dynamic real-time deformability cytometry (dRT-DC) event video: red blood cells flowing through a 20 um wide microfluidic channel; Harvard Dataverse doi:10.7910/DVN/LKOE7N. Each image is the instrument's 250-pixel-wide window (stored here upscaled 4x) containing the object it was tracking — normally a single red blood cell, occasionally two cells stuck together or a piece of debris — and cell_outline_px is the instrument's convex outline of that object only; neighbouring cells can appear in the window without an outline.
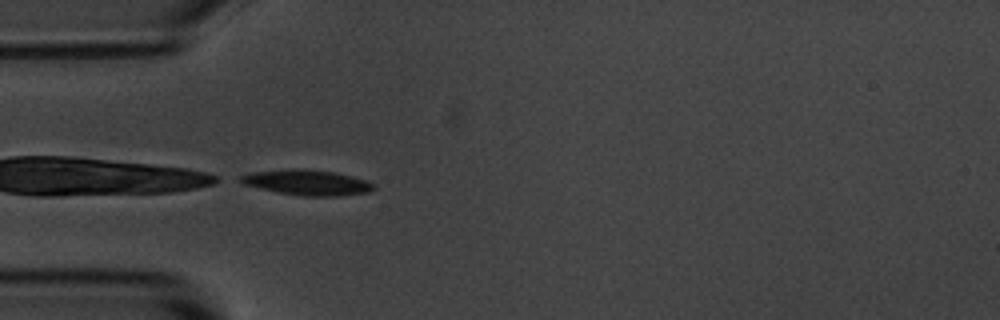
{"species": "common noctule bat (a hibernating species)", "species_latin": "Nyctalus noctula", "temperature_condition": "room temperature", "stored_images_in_passage": 1, "camera_frame_rate_fps": 3000, "um_per_image_px": 0.085, "animal": {"sex": "male", "body_mass_g": 20.1, "forearm_length_mm": 53.5}, "frame": {"image": 1, "passage_image": 1, "time_ms": 0.0, "image_size_px": [1000, 320], "cell_outline_px": [[376, 188], [368, 192], [340, 196], [304, 196], [280, 192], [240, 184], [232, 180], [236, 176], [252, 172], [304, 168], [332, 172], [352, 176], [368, 180], [376, 184]], "centroid_in_image_um": [26.06, 15.51], "position_along_channel_um": 58.9, "area_um2": 19.94}}